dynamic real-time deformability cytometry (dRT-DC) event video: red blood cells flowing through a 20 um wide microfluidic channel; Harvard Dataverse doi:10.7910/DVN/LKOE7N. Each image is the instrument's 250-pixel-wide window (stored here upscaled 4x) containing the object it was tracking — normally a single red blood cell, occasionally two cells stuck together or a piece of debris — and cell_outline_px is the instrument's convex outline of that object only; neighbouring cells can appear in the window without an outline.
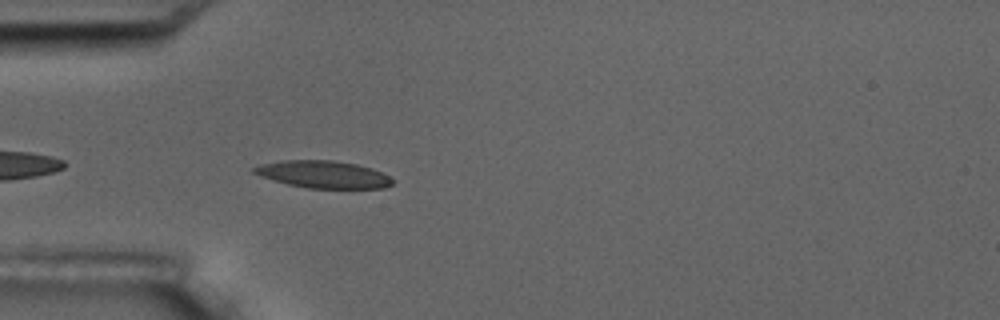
{"species": "common noctule bat (a hibernating species)", "species_latin": "Nyctalus noctula", "temperature_condition": "room temperature", "stored_images_in_passage": 5, "camera_frame_rate_fps": 3000, "um_per_image_px": 0.085, "animal": {"sex": "male", "body_mass_g": 17.5, "forearm_length_mm": 52.3}, "frame": {"image": 1, "passage_image": 5, "time_ms": 4.667, "image_size_px": [1000, 320], "cell_outline_px": [[396, 180], [392, 184], [384, 188], [308, 188], [288, 184], [260, 176], [252, 172], [252, 168], [260, 164], [284, 160], [332, 160], [356, 164], [372, 168]], "centroid_in_image_um": [27.48, 14.82], "position_along_channel_um": 57.5, "area_um2": 21.96}}